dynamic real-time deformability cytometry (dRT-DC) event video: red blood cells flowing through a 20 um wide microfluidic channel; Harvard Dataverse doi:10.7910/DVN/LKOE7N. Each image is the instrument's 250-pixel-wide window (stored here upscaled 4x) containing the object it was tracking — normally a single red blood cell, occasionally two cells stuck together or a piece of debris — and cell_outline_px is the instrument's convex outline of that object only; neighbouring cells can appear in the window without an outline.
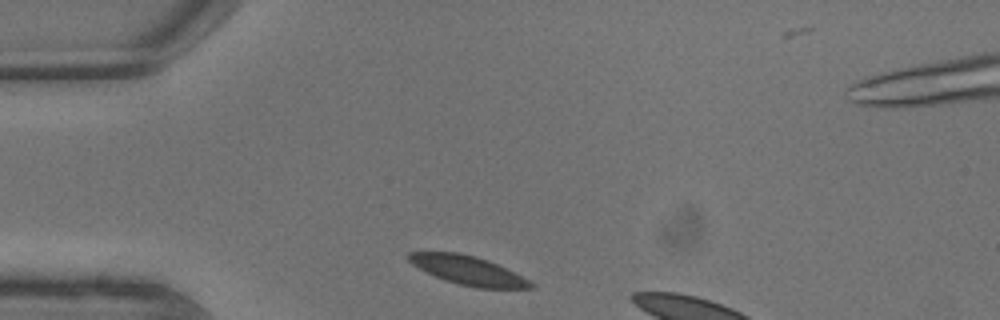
{"species": "common noctule bat (a hibernating species)", "species_latin": "Nyctalus noctula", "temperature_condition": "warm", "stored_images_in_passage": 5, "segment_of_instrument_passage": [1, 2], "camera_frame_rate_fps": 3000, "um_per_image_px": 0.085, "animal": {"sex": "male", "body_mass_g": 13.3}, "frame": {"image": 1, "passage_image": 2, "time_ms": 0.333, "image_size_px": [1000, 320], "cell_outline_px": [[536, 288], [476, 288], [444, 280], [412, 264], [408, 260], [408, 252], [456, 252], [476, 256], [488, 260], [536, 284]], "centroid_in_image_um": [39.78, 22.98], "position_along_channel_um": 45.2, "area_um2": 20.17}}
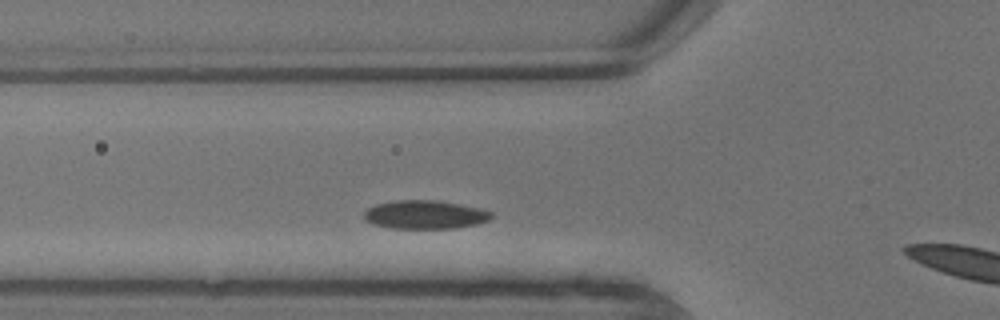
{"frame": {"image": 2, "passage_image": 4, "time_ms": 1.0, "image_size_px": [1000, 320], "cell_outline_px": [[496, 216], [488, 220], [476, 224], [456, 228], [388, 228], [372, 224], [364, 220], [364, 212], [368, 208], [376, 204], [392, 200], [436, 200], [460, 204], [480, 208], [496, 212]], "centroid_in_image_um": [36.15, 18.24], "position_along_channel_um": 89.7, "area_um2": 21.5}}